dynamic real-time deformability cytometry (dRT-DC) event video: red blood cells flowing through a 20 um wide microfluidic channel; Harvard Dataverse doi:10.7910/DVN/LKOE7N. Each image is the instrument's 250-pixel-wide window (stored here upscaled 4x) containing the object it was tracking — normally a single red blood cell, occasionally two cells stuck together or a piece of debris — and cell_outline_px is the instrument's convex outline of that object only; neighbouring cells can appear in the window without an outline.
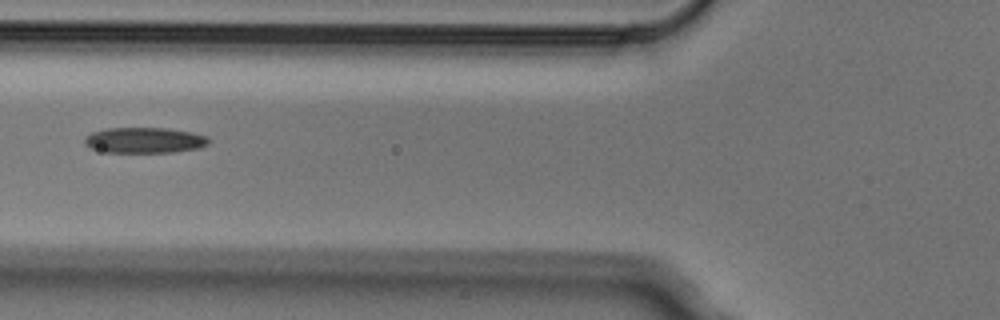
{"species": "Egyptian fruit bat (a non-hibernating species)", "species_latin": "Rousettus aegyptiacus", "temperature_condition": "cold", "stored_images_in_passage": 7, "camera_frame_rate_fps": 3000, "um_per_image_px": 0.085, "animal": {"sex": "male"}, "frame": {"image": 1, "passage_image": 6, "time_ms": 1.667, "image_size_px": [1000, 320], "cell_outline_px": [[208, 144], [200, 148], [172, 152], [104, 152], [92, 148], [84, 144], [84, 136], [92, 132], [104, 128], [168, 128], [192, 132], [208, 136]], "centroid_in_image_um": [12.27, 11.91], "position_along_channel_um": 113.5, "area_um2": 18.67}}
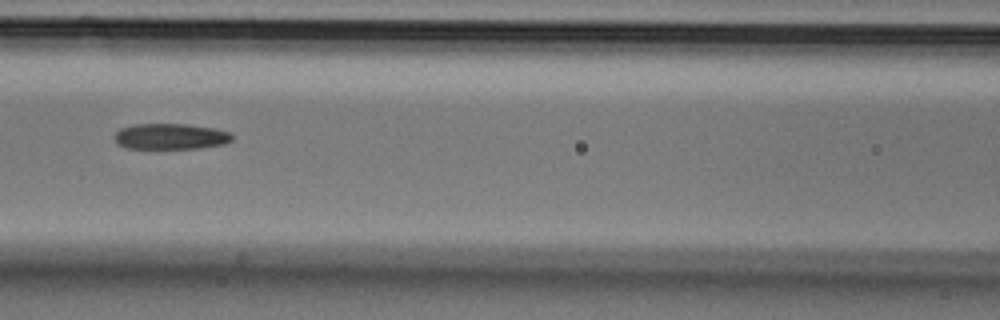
{"frame": {"image": 2, "passage_image": 7, "time_ms": 2.0, "image_size_px": [1000, 320], "cell_outline_px": [[232, 140], [224, 144], [200, 148], [124, 148], [116, 144], [112, 136], [120, 128], [132, 124], [188, 124], [216, 128], [228, 132], [232, 136]], "centroid_in_image_um": [14.44, 11.59], "position_along_channel_um": 152.2, "area_um2": 17.92}}